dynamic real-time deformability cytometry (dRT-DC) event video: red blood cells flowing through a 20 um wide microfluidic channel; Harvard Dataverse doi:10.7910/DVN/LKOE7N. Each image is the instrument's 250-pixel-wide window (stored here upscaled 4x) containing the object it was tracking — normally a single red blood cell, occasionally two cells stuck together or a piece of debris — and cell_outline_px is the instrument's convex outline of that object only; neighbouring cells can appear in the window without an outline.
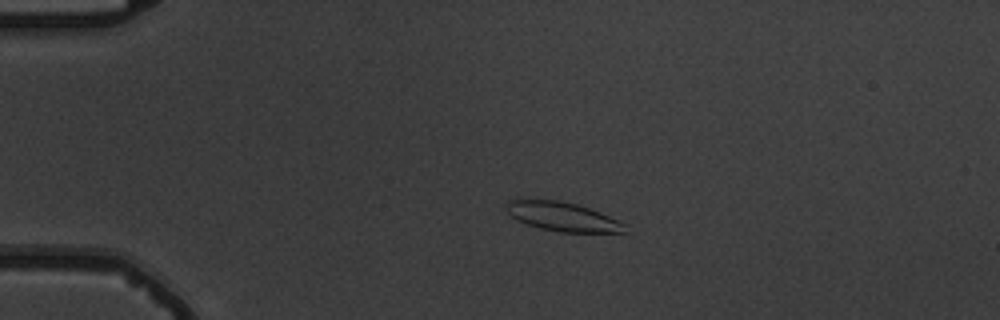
{"species": "common noctule bat (a hibernating species)", "species_latin": "Nyctalus noctula", "temperature_condition": "warm", "stored_images_in_passage": 6, "camera_frame_rate_fps": 3000, "um_per_image_px": 0.085, "animal": {"sex": "male", "body_mass_g": 19.5, "forearm_length_mm": 54.6}, "frame": {"image": 1, "passage_image": 4, "time_ms": 3.667, "image_size_px": [1000, 320], "cell_outline_px": [[624, 232], [556, 232], [540, 228], [516, 220], [504, 208], [504, 204], [516, 196], [556, 200], [576, 204], [600, 212], [624, 224]], "centroid_in_image_um": [47.65, 18.36], "position_along_channel_um": 37.3, "area_um2": 20.35}}
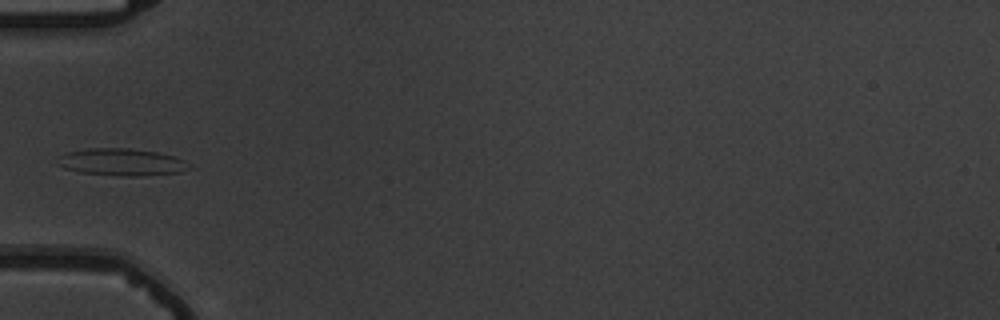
{"frame": {"image": 2, "passage_image": 6, "time_ms": 6.0, "image_size_px": [1000, 320], "cell_outline_px": [[192, 168], [180, 172], [140, 176], [124, 176], [80, 172], [64, 168], [56, 164], [56, 156], [64, 152], [88, 148], [128, 148], [156, 152], [172, 156], [184, 160]], "centroid_in_image_um": [10.26, 13.77], "position_along_channel_um": 74.7, "area_um2": 20.92}}